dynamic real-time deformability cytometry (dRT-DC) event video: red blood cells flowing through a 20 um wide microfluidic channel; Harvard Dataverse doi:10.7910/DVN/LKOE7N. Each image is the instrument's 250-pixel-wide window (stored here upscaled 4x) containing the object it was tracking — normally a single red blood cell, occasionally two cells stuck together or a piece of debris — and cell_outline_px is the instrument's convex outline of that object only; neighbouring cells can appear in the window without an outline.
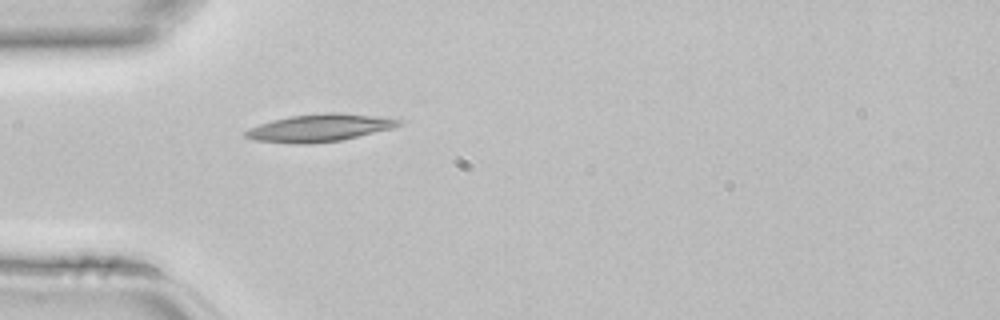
{"species": "common noctule bat (a hibernating species)", "species_latin": "Nyctalus noctula", "temperature_condition": "room temperature", "stored_images_in_passage": 32, "camera_frame_rate_fps": 3000, "um_per_image_px": 0.085, "animal": {"sex": "female", "body_mass_g": 22.7, "forearm_length_mm": 54.2}, "frame": {"image": 1, "passage_image": 1, "time_ms": 0.0, "image_size_px": [1000, 320], "cell_outline_px": [[404, 124], [392, 128], [340, 140], [308, 144], [292, 144], [252, 140], [244, 136], [244, 132], [248, 128], [272, 120], [292, 116], [324, 112], [340, 112], [380, 116], [404, 120]], "centroid_in_image_um": [27.17, 10.86], "position_along_channel_um": 57.8, "area_um2": 24.74}}
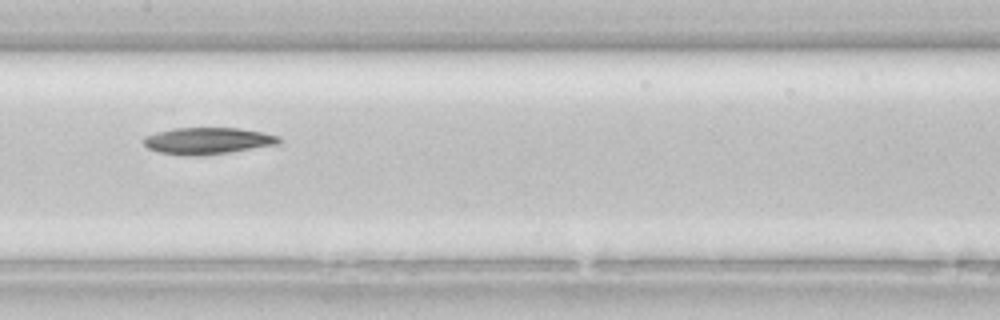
{"frame": {"image": 2, "passage_image": 10, "time_ms": 3.0, "image_size_px": [1000, 320], "cell_outline_px": [[280, 140], [276, 144], [228, 152], [200, 156], [184, 156], [160, 152], [148, 148], [144, 144], [144, 136], [156, 132], [172, 128], [240, 128], [264, 132], [280, 136]], "centroid_in_image_um": [17.62, 11.96], "position_along_channel_um": 189.8, "area_um2": 20.98}}
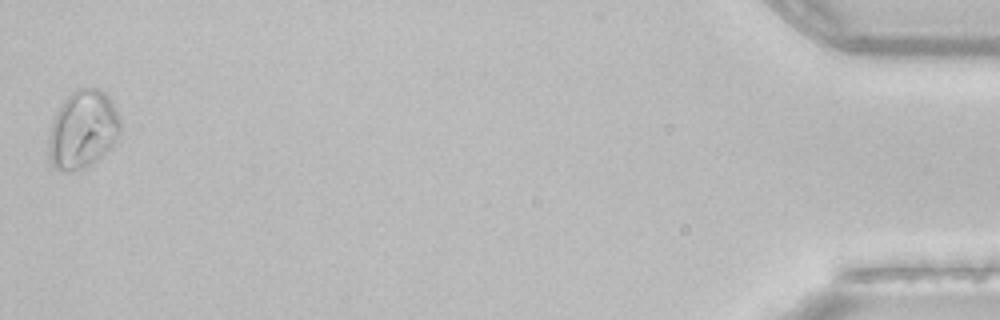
{"frame": {"image": 3, "passage_image": 32, "time_ms": 10.333, "image_size_px": [1000, 320], "cell_outline_px": [[120, 136], [92, 164], [84, 168], [68, 172], [60, 172], [48, 160], [48, 136], [52, 120], [56, 112], [64, 100], [76, 88], [100, 88], [112, 100], [116, 108], [120, 120]], "centroid_in_image_um": [7.01, 11.01], "position_along_channel_um": 428.2, "area_um2": 32.89}}